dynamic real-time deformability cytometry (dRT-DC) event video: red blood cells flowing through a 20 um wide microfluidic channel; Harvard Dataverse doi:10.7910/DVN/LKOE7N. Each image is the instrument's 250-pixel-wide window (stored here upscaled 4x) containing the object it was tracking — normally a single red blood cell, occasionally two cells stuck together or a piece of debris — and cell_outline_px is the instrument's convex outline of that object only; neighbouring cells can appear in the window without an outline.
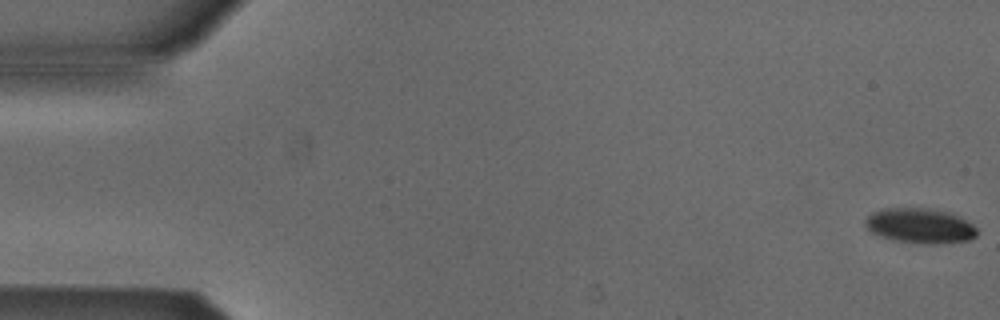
{"species": "Egyptian fruit bat (a non-hibernating species)", "species_latin": "Rousettus aegyptiacus", "temperature_condition": "cold", "stored_images_in_passage": 54, "camera_frame_rate_fps": 3000, "um_per_image_px": 0.085, "animal": {"sex": "male"}, "frame": {"image": 1, "passage_image": 1, "time_ms": 0.0, "image_size_px": [1000, 320], "cell_outline_px": [[976, 236], [968, 240], [936, 244], [928, 244], [892, 240], [880, 236], [872, 232], [864, 224], [864, 220], [872, 212], [884, 208], [928, 208], [952, 212], [960, 216], [972, 224], [976, 228]], "centroid_in_image_um": [78.2, 19.18], "position_along_channel_um": 6.8, "area_um2": 22.89}}
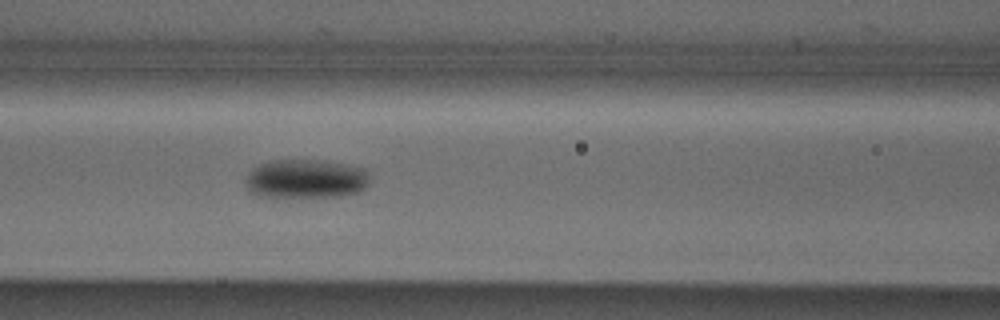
{"frame": {"image": 2, "passage_image": 23, "time_ms": 7.333, "image_size_px": [1000, 320], "cell_outline_px": [[368, 184], [360, 192], [340, 196], [260, 196], [248, 192], [244, 180], [248, 172], [252, 168], [260, 164], [272, 160], [320, 160], [344, 164], [364, 168], [368, 172]], "centroid_in_image_um": [25.96, 15.19], "position_along_channel_um": 140.6, "area_um2": 28.26}}
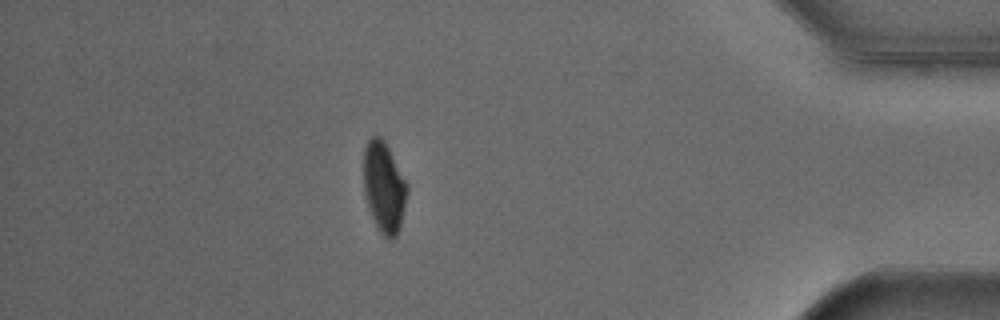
{"frame": {"image": 3, "passage_image": 47, "time_ms": 15.333, "image_size_px": [1000, 320], "cell_outline_px": [[408, 188], [400, 228], [396, 236], [392, 240], [388, 240], [380, 232], [368, 208], [364, 192], [364, 148], [368, 140], [372, 136], [380, 136], [384, 140], [408, 184]], "centroid_in_image_um": [32.64, 15.92], "position_along_channel_um": 402.6, "area_um2": 22.95}, "authors_computed_cell_mechanics": {"area_um2": 24.7673, "velocity_mm_per_s": 3.8548, "shape_relaxation_time_tau1_ms": 3.3558, "shape_relaxation_time_tau2_ms": null, "deformation_change_tau1": 0.1137, "deformation_change_tau2": null}}